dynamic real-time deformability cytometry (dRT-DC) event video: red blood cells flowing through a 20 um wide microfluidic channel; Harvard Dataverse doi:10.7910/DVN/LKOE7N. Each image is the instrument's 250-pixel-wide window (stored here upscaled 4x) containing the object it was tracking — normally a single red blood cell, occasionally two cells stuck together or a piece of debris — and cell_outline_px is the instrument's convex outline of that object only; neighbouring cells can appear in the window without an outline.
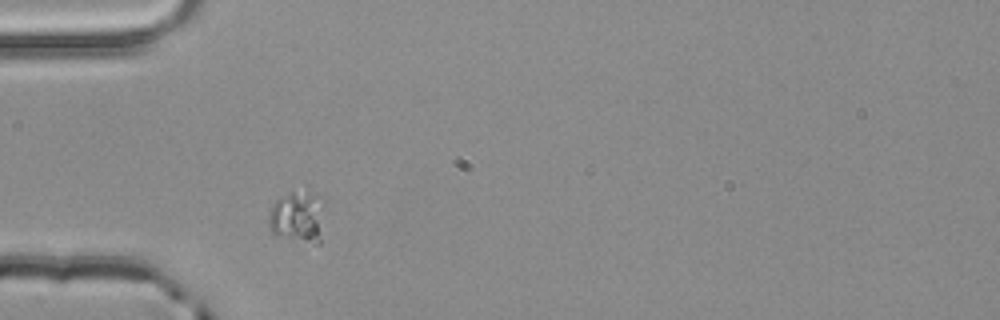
{"species": "common noctule bat (a hibernating species)", "species_latin": "Nyctalus noctula", "temperature_condition": "room temperature", "stored_images_in_passage": 1, "camera_frame_rate_fps": 3000, "um_per_image_px": 0.085, "animal": {"sex": "male", "body_mass_g": 20.4}, "frame": {"image": 1, "passage_image": 1, "time_ms": 0.0, "image_size_px": [1000, 320], "cell_outline_px": [[324, 204], [320, 244], [276, 236], [272, 232], [268, 224], [268, 212], [272, 204], [280, 196], [292, 188], [308, 184], [324, 196]], "centroid_in_image_um": [25.34, 18.25], "position_along_channel_um": 59.7, "area_um2": 18.44}}